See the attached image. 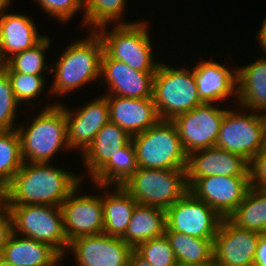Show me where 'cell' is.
I'll use <instances>...</instances> for the list:
<instances>
[{
    "instance_id": "obj_1",
    "label": "cell",
    "mask_w": 266,
    "mask_h": 266,
    "mask_svg": "<svg viewBox=\"0 0 266 266\" xmlns=\"http://www.w3.org/2000/svg\"><path fill=\"white\" fill-rule=\"evenodd\" d=\"M55 166L56 164L52 166L51 162H24L3 190V205L34 204L60 207L84 181V175L80 176Z\"/></svg>"
},
{
    "instance_id": "obj_2",
    "label": "cell",
    "mask_w": 266,
    "mask_h": 266,
    "mask_svg": "<svg viewBox=\"0 0 266 266\" xmlns=\"http://www.w3.org/2000/svg\"><path fill=\"white\" fill-rule=\"evenodd\" d=\"M104 52L101 37L95 30H89L86 39L71 42L59 56L55 64H51L50 74H54L51 95L70 93L87 83L101 77V58Z\"/></svg>"
},
{
    "instance_id": "obj_3",
    "label": "cell",
    "mask_w": 266,
    "mask_h": 266,
    "mask_svg": "<svg viewBox=\"0 0 266 266\" xmlns=\"http://www.w3.org/2000/svg\"><path fill=\"white\" fill-rule=\"evenodd\" d=\"M32 123L17 126L24 162H50L60 149L70 150L62 102L46 104Z\"/></svg>"
},
{
    "instance_id": "obj_4",
    "label": "cell",
    "mask_w": 266,
    "mask_h": 266,
    "mask_svg": "<svg viewBox=\"0 0 266 266\" xmlns=\"http://www.w3.org/2000/svg\"><path fill=\"white\" fill-rule=\"evenodd\" d=\"M148 24L144 19L142 22L114 24V28L108 32L107 25L100 26L95 31L101 37L104 52L109 57L126 63L133 70L156 72L161 62L153 59Z\"/></svg>"
},
{
    "instance_id": "obj_5",
    "label": "cell",
    "mask_w": 266,
    "mask_h": 266,
    "mask_svg": "<svg viewBox=\"0 0 266 266\" xmlns=\"http://www.w3.org/2000/svg\"><path fill=\"white\" fill-rule=\"evenodd\" d=\"M137 165L147 169H186L188 155L173 121L159 120L132 136Z\"/></svg>"
},
{
    "instance_id": "obj_6",
    "label": "cell",
    "mask_w": 266,
    "mask_h": 266,
    "mask_svg": "<svg viewBox=\"0 0 266 266\" xmlns=\"http://www.w3.org/2000/svg\"><path fill=\"white\" fill-rule=\"evenodd\" d=\"M152 97L160 120L172 121L204 103L197 91L193 68L175 69L162 63L154 75Z\"/></svg>"
},
{
    "instance_id": "obj_7",
    "label": "cell",
    "mask_w": 266,
    "mask_h": 266,
    "mask_svg": "<svg viewBox=\"0 0 266 266\" xmlns=\"http://www.w3.org/2000/svg\"><path fill=\"white\" fill-rule=\"evenodd\" d=\"M137 204L167 210L188 190L186 169H147L135 171L120 185Z\"/></svg>"
},
{
    "instance_id": "obj_8",
    "label": "cell",
    "mask_w": 266,
    "mask_h": 266,
    "mask_svg": "<svg viewBox=\"0 0 266 266\" xmlns=\"http://www.w3.org/2000/svg\"><path fill=\"white\" fill-rule=\"evenodd\" d=\"M4 206L11 214L13 233L49 244L62 257L67 255L69 242L61 207L34 204Z\"/></svg>"
},
{
    "instance_id": "obj_9",
    "label": "cell",
    "mask_w": 266,
    "mask_h": 266,
    "mask_svg": "<svg viewBox=\"0 0 266 266\" xmlns=\"http://www.w3.org/2000/svg\"><path fill=\"white\" fill-rule=\"evenodd\" d=\"M234 109L226 110L215 147L238 154L250 162L265 146L264 114Z\"/></svg>"
},
{
    "instance_id": "obj_10",
    "label": "cell",
    "mask_w": 266,
    "mask_h": 266,
    "mask_svg": "<svg viewBox=\"0 0 266 266\" xmlns=\"http://www.w3.org/2000/svg\"><path fill=\"white\" fill-rule=\"evenodd\" d=\"M216 105L217 103H202L172 120L187 155L215 147L220 125L227 110Z\"/></svg>"
},
{
    "instance_id": "obj_11",
    "label": "cell",
    "mask_w": 266,
    "mask_h": 266,
    "mask_svg": "<svg viewBox=\"0 0 266 266\" xmlns=\"http://www.w3.org/2000/svg\"><path fill=\"white\" fill-rule=\"evenodd\" d=\"M222 218L189 190L166 210V227L191 237L214 239Z\"/></svg>"
},
{
    "instance_id": "obj_12",
    "label": "cell",
    "mask_w": 266,
    "mask_h": 266,
    "mask_svg": "<svg viewBox=\"0 0 266 266\" xmlns=\"http://www.w3.org/2000/svg\"><path fill=\"white\" fill-rule=\"evenodd\" d=\"M250 187V176H207L198 178L189 191L225 219L243 201Z\"/></svg>"
},
{
    "instance_id": "obj_13",
    "label": "cell",
    "mask_w": 266,
    "mask_h": 266,
    "mask_svg": "<svg viewBox=\"0 0 266 266\" xmlns=\"http://www.w3.org/2000/svg\"><path fill=\"white\" fill-rule=\"evenodd\" d=\"M133 250L120 237L102 233L73 239L67 253H73L77 266H128Z\"/></svg>"
},
{
    "instance_id": "obj_14",
    "label": "cell",
    "mask_w": 266,
    "mask_h": 266,
    "mask_svg": "<svg viewBox=\"0 0 266 266\" xmlns=\"http://www.w3.org/2000/svg\"><path fill=\"white\" fill-rule=\"evenodd\" d=\"M81 183L61 204L64 231L68 242L81 236L103 233L104 219L101 196L80 195ZM77 195V196H76Z\"/></svg>"
},
{
    "instance_id": "obj_15",
    "label": "cell",
    "mask_w": 266,
    "mask_h": 266,
    "mask_svg": "<svg viewBox=\"0 0 266 266\" xmlns=\"http://www.w3.org/2000/svg\"><path fill=\"white\" fill-rule=\"evenodd\" d=\"M261 234L222 219L213 242L214 260L219 266H251Z\"/></svg>"
},
{
    "instance_id": "obj_16",
    "label": "cell",
    "mask_w": 266,
    "mask_h": 266,
    "mask_svg": "<svg viewBox=\"0 0 266 266\" xmlns=\"http://www.w3.org/2000/svg\"><path fill=\"white\" fill-rule=\"evenodd\" d=\"M71 110L64 105L68 145L70 150L77 149L82 154L97 132L110 121L108 100L103 94L80 109Z\"/></svg>"
},
{
    "instance_id": "obj_17",
    "label": "cell",
    "mask_w": 266,
    "mask_h": 266,
    "mask_svg": "<svg viewBox=\"0 0 266 266\" xmlns=\"http://www.w3.org/2000/svg\"><path fill=\"white\" fill-rule=\"evenodd\" d=\"M250 176L249 162L227 150L211 147L188 155L186 181L188 188L201 177Z\"/></svg>"
},
{
    "instance_id": "obj_18",
    "label": "cell",
    "mask_w": 266,
    "mask_h": 266,
    "mask_svg": "<svg viewBox=\"0 0 266 266\" xmlns=\"http://www.w3.org/2000/svg\"><path fill=\"white\" fill-rule=\"evenodd\" d=\"M155 72L133 70L126 63L109 57L105 52L101 58V77L107 84L108 93L129 98H153Z\"/></svg>"
},
{
    "instance_id": "obj_19",
    "label": "cell",
    "mask_w": 266,
    "mask_h": 266,
    "mask_svg": "<svg viewBox=\"0 0 266 266\" xmlns=\"http://www.w3.org/2000/svg\"><path fill=\"white\" fill-rule=\"evenodd\" d=\"M110 122L124 129L131 137L155 125L159 120L153 98H129L105 95Z\"/></svg>"
},
{
    "instance_id": "obj_20",
    "label": "cell",
    "mask_w": 266,
    "mask_h": 266,
    "mask_svg": "<svg viewBox=\"0 0 266 266\" xmlns=\"http://www.w3.org/2000/svg\"><path fill=\"white\" fill-rule=\"evenodd\" d=\"M233 69L211 59H203L193 66L197 91L204 103L220 104L231 96L237 102L236 68Z\"/></svg>"
},
{
    "instance_id": "obj_21",
    "label": "cell",
    "mask_w": 266,
    "mask_h": 266,
    "mask_svg": "<svg viewBox=\"0 0 266 266\" xmlns=\"http://www.w3.org/2000/svg\"><path fill=\"white\" fill-rule=\"evenodd\" d=\"M237 105L259 113H266V58L237 67Z\"/></svg>"
},
{
    "instance_id": "obj_22",
    "label": "cell",
    "mask_w": 266,
    "mask_h": 266,
    "mask_svg": "<svg viewBox=\"0 0 266 266\" xmlns=\"http://www.w3.org/2000/svg\"><path fill=\"white\" fill-rule=\"evenodd\" d=\"M14 266H60L62 257L44 242L12 233L0 254Z\"/></svg>"
},
{
    "instance_id": "obj_23",
    "label": "cell",
    "mask_w": 266,
    "mask_h": 266,
    "mask_svg": "<svg viewBox=\"0 0 266 266\" xmlns=\"http://www.w3.org/2000/svg\"><path fill=\"white\" fill-rule=\"evenodd\" d=\"M33 19L25 14L5 12L0 18V38L8 59L37 45L46 35H40Z\"/></svg>"
},
{
    "instance_id": "obj_24",
    "label": "cell",
    "mask_w": 266,
    "mask_h": 266,
    "mask_svg": "<svg viewBox=\"0 0 266 266\" xmlns=\"http://www.w3.org/2000/svg\"><path fill=\"white\" fill-rule=\"evenodd\" d=\"M131 140L132 137L124 129L113 122H107L81 154L82 163H84L90 178Z\"/></svg>"
},
{
    "instance_id": "obj_25",
    "label": "cell",
    "mask_w": 266,
    "mask_h": 266,
    "mask_svg": "<svg viewBox=\"0 0 266 266\" xmlns=\"http://www.w3.org/2000/svg\"><path fill=\"white\" fill-rule=\"evenodd\" d=\"M94 185L93 187L96 190L102 188L103 192L106 191L105 195H103L104 198L101 195L104 219L103 233L122 238L125 235L137 202L120 185L113 186L115 193L112 190L110 192L108 185Z\"/></svg>"
},
{
    "instance_id": "obj_26",
    "label": "cell",
    "mask_w": 266,
    "mask_h": 266,
    "mask_svg": "<svg viewBox=\"0 0 266 266\" xmlns=\"http://www.w3.org/2000/svg\"><path fill=\"white\" fill-rule=\"evenodd\" d=\"M165 228L166 210L137 204L121 239L135 249L147 240L164 236Z\"/></svg>"
},
{
    "instance_id": "obj_27",
    "label": "cell",
    "mask_w": 266,
    "mask_h": 266,
    "mask_svg": "<svg viewBox=\"0 0 266 266\" xmlns=\"http://www.w3.org/2000/svg\"><path fill=\"white\" fill-rule=\"evenodd\" d=\"M164 235L169 240L179 266L204 264L214 257V239L191 237L165 228Z\"/></svg>"
},
{
    "instance_id": "obj_28",
    "label": "cell",
    "mask_w": 266,
    "mask_h": 266,
    "mask_svg": "<svg viewBox=\"0 0 266 266\" xmlns=\"http://www.w3.org/2000/svg\"><path fill=\"white\" fill-rule=\"evenodd\" d=\"M228 219L242 229L266 233V188L251 186Z\"/></svg>"
},
{
    "instance_id": "obj_29",
    "label": "cell",
    "mask_w": 266,
    "mask_h": 266,
    "mask_svg": "<svg viewBox=\"0 0 266 266\" xmlns=\"http://www.w3.org/2000/svg\"><path fill=\"white\" fill-rule=\"evenodd\" d=\"M137 170L136 152L131 140L90 179L93 184L112 187V185H122Z\"/></svg>"
},
{
    "instance_id": "obj_30",
    "label": "cell",
    "mask_w": 266,
    "mask_h": 266,
    "mask_svg": "<svg viewBox=\"0 0 266 266\" xmlns=\"http://www.w3.org/2000/svg\"><path fill=\"white\" fill-rule=\"evenodd\" d=\"M24 164L17 129L0 132V189L3 191Z\"/></svg>"
},
{
    "instance_id": "obj_31",
    "label": "cell",
    "mask_w": 266,
    "mask_h": 266,
    "mask_svg": "<svg viewBox=\"0 0 266 266\" xmlns=\"http://www.w3.org/2000/svg\"><path fill=\"white\" fill-rule=\"evenodd\" d=\"M126 0H84L83 23L90 30H96L100 26L109 24H130L122 22L123 12L126 8ZM120 20V21H119Z\"/></svg>"
},
{
    "instance_id": "obj_32",
    "label": "cell",
    "mask_w": 266,
    "mask_h": 266,
    "mask_svg": "<svg viewBox=\"0 0 266 266\" xmlns=\"http://www.w3.org/2000/svg\"><path fill=\"white\" fill-rule=\"evenodd\" d=\"M50 37L45 36L37 45L7 59L4 71H14L30 75H43L51 66L46 64L45 50L51 45ZM47 65V66H46Z\"/></svg>"
},
{
    "instance_id": "obj_33",
    "label": "cell",
    "mask_w": 266,
    "mask_h": 266,
    "mask_svg": "<svg viewBox=\"0 0 266 266\" xmlns=\"http://www.w3.org/2000/svg\"><path fill=\"white\" fill-rule=\"evenodd\" d=\"M134 250L152 266H179L165 235L147 240L139 244Z\"/></svg>"
},
{
    "instance_id": "obj_34",
    "label": "cell",
    "mask_w": 266,
    "mask_h": 266,
    "mask_svg": "<svg viewBox=\"0 0 266 266\" xmlns=\"http://www.w3.org/2000/svg\"><path fill=\"white\" fill-rule=\"evenodd\" d=\"M9 77L12 90L15 98L19 103L28 105L32 103L31 100H35L45 87L44 75H30L25 73H19L14 71H5ZM31 102V103H30Z\"/></svg>"
},
{
    "instance_id": "obj_35",
    "label": "cell",
    "mask_w": 266,
    "mask_h": 266,
    "mask_svg": "<svg viewBox=\"0 0 266 266\" xmlns=\"http://www.w3.org/2000/svg\"><path fill=\"white\" fill-rule=\"evenodd\" d=\"M20 103L15 98L9 77L0 72V132L16 129L15 119Z\"/></svg>"
},
{
    "instance_id": "obj_36",
    "label": "cell",
    "mask_w": 266,
    "mask_h": 266,
    "mask_svg": "<svg viewBox=\"0 0 266 266\" xmlns=\"http://www.w3.org/2000/svg\"><path fill=\"white\" fill-rule=\"evenodd\" d=\"M46 14L61 24L68 23L76 12L84 9V0H35Z\"/></svg>"
},
{
    "instance_id": "obj_37",
    "label": "cell",
    "mask_w": 266,
    "mask_h": 266,
    "mask_svg": "<svg viewBox=\"0 0 266 266\" xmlns=\"http://www.w3.org/2000/svg\"><path fill=\"white\" fill-rule=\"evenodd\" d=\"M250 183L255 188H266V145L249 162Z\"/></svg>"
},
{
    "instance_id": "obj_38",
    "label": "cell",
    "mask_w": 266,
    "mask_h": 266,
    "mask_svg": "<svg viewBox=\"0 0 266 266\" xmlns=\"http://www.w3.org/2000/svg\"><path fill=\"white\" fill-rule=\"evenodd\" d=\"M13 233V221L9 210L0 206V254Z\"/></svg>"
},
{
    "instance_id": "obj_39",
    "label": "cell",
    "mask_w": 266,
    "mask_h": 266,
    "mask_svg": "<svg viewBox=\"0 0 266 266\" xmlns=\"http://www.w3.org/2000/svg\"><path fill=\"white\" fill-rule=\"evenodd\" d=\"M254 263L266 266V233H262L257 243Z\"/></svg>"
},
{
    "instance_id": "obj_40",
    "label": "cell",
    "mask_w": 266,
    "mask_h": 266,
    "mask_svg": "<svg viewBox=\"0 0 266 266\" xmlns=\"http://www.w3.org/2000/svg\"><path fill=\"white\" fill-rule=\"evenodd\" d=\"M128 266H152L147 260L141 257L135 250L131 252Z\"/></svg>"
},
{
    "instance_id": "obj_41",
    "label": "cell",
    "mask_w": 266,
    "mask_h": 266,
    "mask_svg": "<svg viewBox=\"0 0 266 266\" xmlns=\"http://www.w3.org/2000/svg\"><path fill=\"white\" fill-rule=\"evenodd\" d=\"M264 21H262V25L261 28L259 29V31L257 32V38H258V44L259 47H262L263 52L262 53H266V17L263 19Z\"/></svg>"
},
{
    "instance_id": "obj_42",
    "label": "cell",
    "mask_w": 266,
    "mask_h": 266,
    "mask_svg": "<svg viewBox=\"0 0 266 266\" xmlns=\"http://www.w3.org/2000/svg\"><path fill=\"white\" fill-rule=\"evenodd\" d=\"M7 67V58L5 57V54L3 53L1 38H0V72L4 71Z\"/></svg>"
},
{
    "instance_id": "obj_43",
    "label": "cell",
    "mask_w": 266,
    "mask_h": 266,
    "mask_svg": "<svg viewBox=\"0 0 266 266\" xmlns=\"http://www.w3.org/2000/svg\"><path fill=\"white\" fill-rule=\"evenodd\" d=\"M13 0H0V18L9 9V6Z\"/></svg>"
},
{
    "instance_id": "obj_44",
    "label": "cell",
    "mask_w": 266,
    "mask_h": 266,
    "mask_svg": "<svg viewBox=\"0 0 266 266\" xmlns=\"http://www.w3.org/2000/svg\"><path fill=\"white\" fill-rule=\"evenodd\" d=\"M192 266H219V265L213 258L211 261H209L207 263L199 264V265H192Z\"/></svg>"
},
{
    "instance_id": "obj_45",
    "label": "cell",
    "mask_w": 266,
    "mask_h": 266,
    "mask_svg": "<svg viewBox=\"0 0 266 266\" xmlns=\"http://www.w3.org/2000/svg\"><path fill=\"white\" fill-rule=\"evenodd\" d=\"M0 266H14V265L0 256Z\"/></svg>"
},
{
    "instance_id": "obj_46",
    "label": "cell",
    "mask_w": 266,
    "mask_h": 266,
    "mask_svg": "<svg viewBox=\"0 0 266 266\" xmlns=\"http://www.w3.org/2000/svg\"><path fill=\"white\" fill-rule=\"evenodd\" d=\"M3 204V191L0 189V206Z\"/></svg>"
},
{
    "instance_id": "obj_47",
    "label": "cell",
    "mask_w": 266,
    "mask_h": 266,
    "mask_svg": "<svg viewBox=\"0 0 266 266\" xmlns=\"http://www.w3.org/2000/svg\"><path fill=\"white\" fill-rule=\"evenodd\" d=\"M264 123H265V145H266V113H264Z\"/></svg>"
},
{
    "instance_id": "obj_48",
    "label": "cell",
    "mask_w": 266,
    "mask_h": 266,
    "mask_svg": "<svg viewBox=\"0 0 266 266\" xmlns=\"http://www.w3.org/2000/svg\"><path fill=\"white\" fill-rule=\"evenodd\" d=\"M251 266H262V265H259V264H256V263H253Z\"/></svg>"
}]
</instances>
